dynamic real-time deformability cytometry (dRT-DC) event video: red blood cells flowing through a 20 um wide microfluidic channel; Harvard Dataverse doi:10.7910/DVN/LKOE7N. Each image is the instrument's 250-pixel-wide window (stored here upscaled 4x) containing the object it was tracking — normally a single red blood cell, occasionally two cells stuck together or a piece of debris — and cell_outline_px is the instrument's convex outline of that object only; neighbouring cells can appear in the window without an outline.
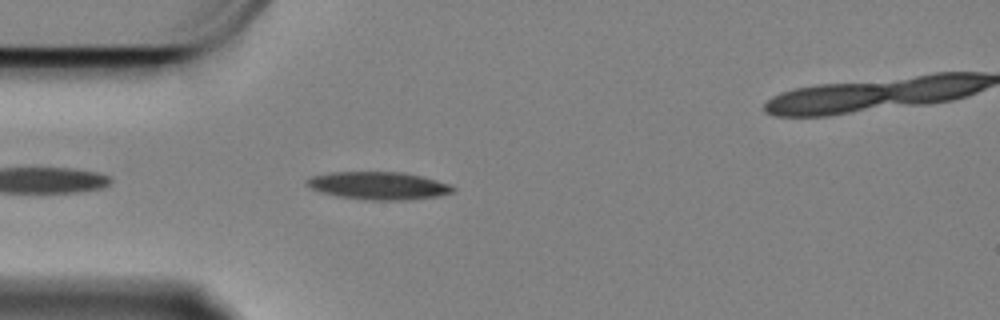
{"species": "Egyptian fruit bat (a non-hibernating species)", "species_latin": "Rousettus aegyptiacus", "temperature_condition": "cold", "stored_images_in_passage": 31, "camera_frame_rate_fps": 3000, "um_per_image_px": 0.085, "animal": {"sex": "female"}, "frame": {"image": 1, "passage_image": 5, "time_ms": 1.333, "image_size_px": [1000, 320], "cell_outline_px": [[456, 188], [452, 192], [436, 196], [400, 200], [368, 200], [336, 196], [320, 192], [312, 188], [308, 184], [308, 180], [312, 176], [332, 172], [400, 172], [420, 176], [448, 184]], "centroid_in_image_um": [32.15, 15.78], "position_along_channel_um": 52.9, "area_um2": 23.12}}
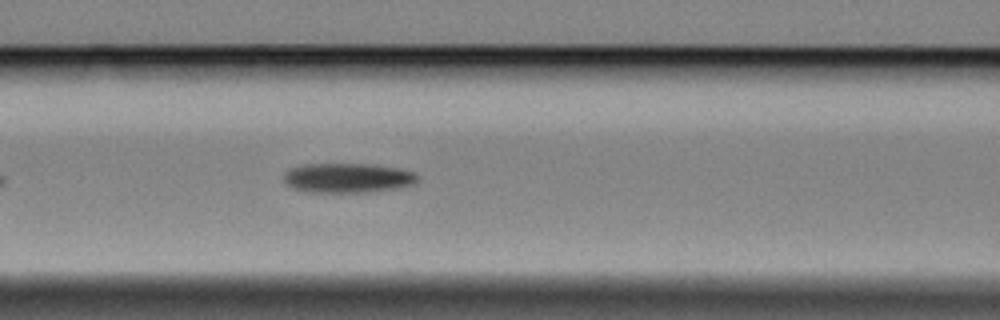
{"frame": {"image": 2, "passage_image": 13, "time_ms": 4.0, "image_size_px": [1000, 320], "cell_outline_px": [[420, 180], [416, 184], [396, 188], [368, 192], [312, 192], [292, 188], [284, 180], [284, 172], [292, 168], [304, 164], [376, 164], [396, 168], [412, 172], [420, 176]], "centroid_in_image_um": [29.6, 15.12], "position_along_channel_um": 137.0, "area_um2": 23.12}}
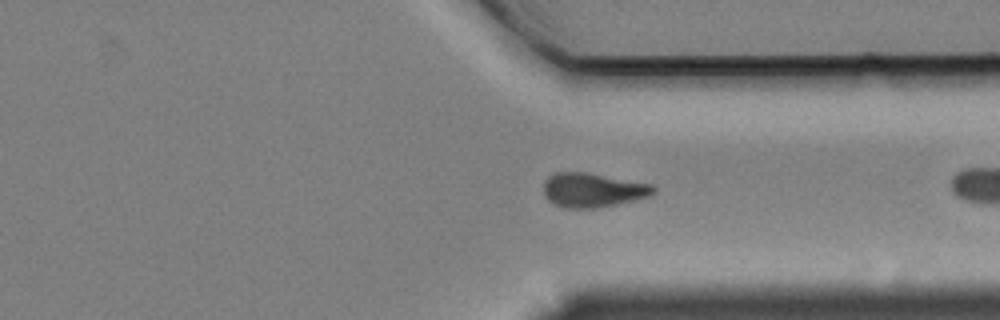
{"frame": {"image": 3, "passage_image": 30, "time_ms": 9.667, "image_size_px": [1000, 320], "cell_outline_px": [[656, 192], [652, 196], [616, 204], [596, 208], [568, 208], [556, 204], [548, 200], [544, 192], [544, 180], [548, 176], [556, 172], [584, 172], [652, 184], [656, 188]], "centroid_in_image_um": [50.41, 16.15], "position_along_channel_um": 361.0, "area_um2": 21.85}}